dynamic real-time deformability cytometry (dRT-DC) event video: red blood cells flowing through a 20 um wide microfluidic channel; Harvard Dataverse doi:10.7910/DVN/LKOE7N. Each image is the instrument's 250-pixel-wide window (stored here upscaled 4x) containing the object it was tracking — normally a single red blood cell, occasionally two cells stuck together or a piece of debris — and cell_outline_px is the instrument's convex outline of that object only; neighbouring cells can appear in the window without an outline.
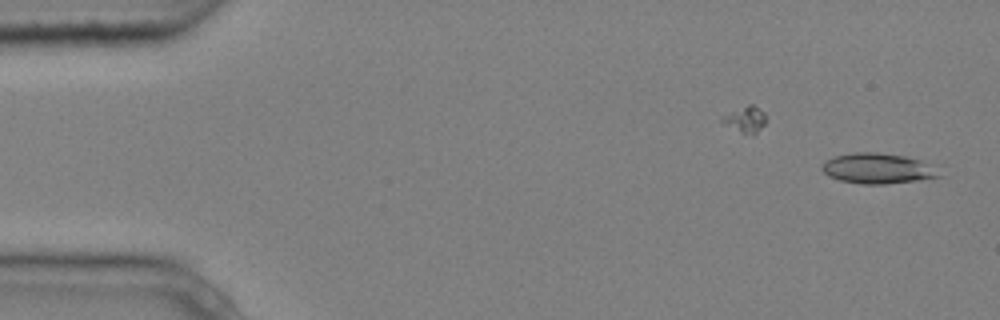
{"species": "common noctule bat (a hibernating species)", "species_latin": "Nyctalus noctula", "temperature_condition": "cold", "stored_images_in_passage": 10, "camera_frame_rate_fps": 3000, "um_per_image_px": 0.085, "animal": {"sex": "male", "body_mass_g": 20.4}, "frame": {"image": 1, "passage_image": 2, "time_ms": 0.333, "image_size_px": [1000, 320], "cell_outline_px": [[944, 176], [916, 180], [884, 184], [860, 184], [840, 180], [828, 176], [820, 168], [824, 160], [836, 156], [852, 152], [876, 152], [904, 156], [940, 164]], "centroid_in_image_um": [74.72, 14.31], "position_along_channel_um": 10.3, "area_um2": 21.39}}
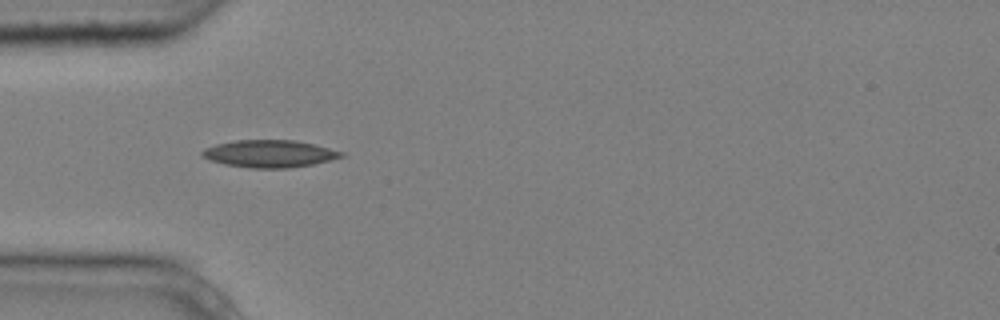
{"frame": {"image": 2, "passage_image": 6, "time_ms": 1.667, "image_size_px": [1000, 320], "cell_outline_px": [[344, 156], [312, 164], [288, 168], [248, 168], [224, 164], [208, 160], [200, 156], [200, 152], [204, 148], [216, 144], [236, 140], [296, 140], [316, 144], [344, 152]], "centroid_in_image_um": [22.86, 13.06], "position_along_channel_um": 62.1, "area_um2": 22.31}}
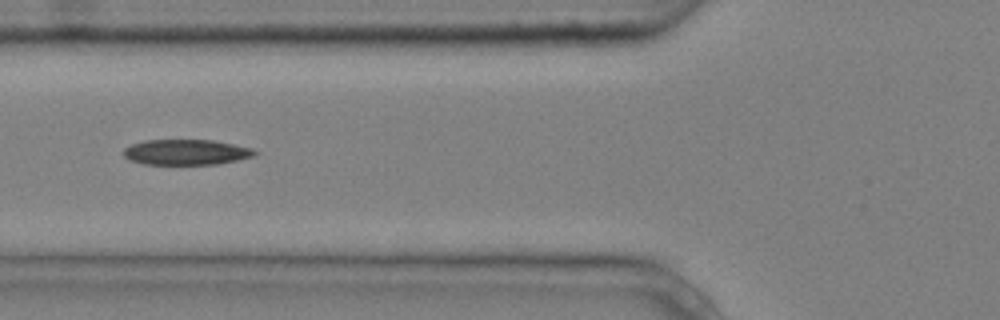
{"frame": {"image": 3, "passage_image": 7, "time_ms": 2.0, "image_size_px": [1000, 320], "cell_outline_px": [[260, 152], [256, 156], [216, 164], [144, 164], [132, 160], [124, 156], [124, 148], [132, 144], [144, 140], [212, 140], [252, 148]], "centroid_in_image_um": [15.86, 12.93], "position_along_channel_um": 109.9, "area_um2": 19.36}}